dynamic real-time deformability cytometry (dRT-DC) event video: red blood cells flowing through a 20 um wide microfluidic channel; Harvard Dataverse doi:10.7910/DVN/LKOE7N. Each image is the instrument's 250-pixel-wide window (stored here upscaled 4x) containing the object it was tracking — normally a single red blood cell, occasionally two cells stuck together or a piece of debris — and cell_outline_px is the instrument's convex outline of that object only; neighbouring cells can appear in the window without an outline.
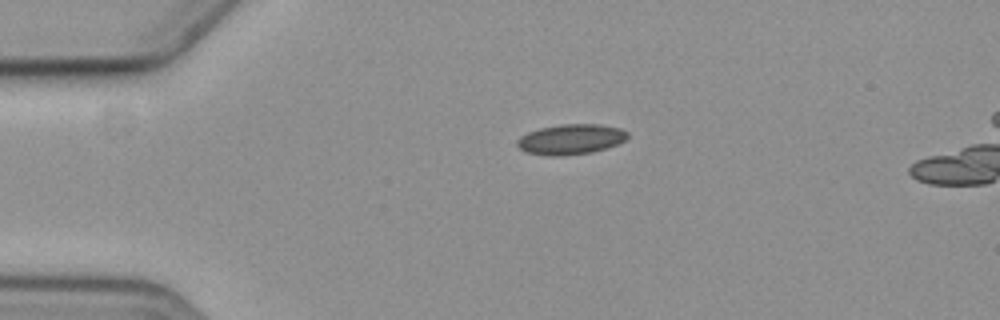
{"species": "common noctule bat (a hibernating species)", "species_latin": "Nyctalus noctula", "temperature_condition": "cold", "stored_images_in_passage": 3, "camera_frame_rate_fps": 3000, "um_per_image_px": 0.085, "animal": {"sex": "female", "body_mass_g": 19.3, "forearm_length_mm": 54.1}, "frame": {"image": 1, "passage_image": 1, "time_ms": 0.0, "image_size_px": [1000, 320], "cell_outline_px": [[628, 136], [624, 140], [616, 144], [592, 152], [564, 156], [548, 156], [524, 152], [516, 144], [516, 140], [520, 136], [528, 132], [540, 128], [560, 124], [600, 124], [620, 128], [628, 132]], "centroid_in_image_um": [48.48, 11.84], "position_along_channel_um": 36.5, "area_um2": 19.54}}